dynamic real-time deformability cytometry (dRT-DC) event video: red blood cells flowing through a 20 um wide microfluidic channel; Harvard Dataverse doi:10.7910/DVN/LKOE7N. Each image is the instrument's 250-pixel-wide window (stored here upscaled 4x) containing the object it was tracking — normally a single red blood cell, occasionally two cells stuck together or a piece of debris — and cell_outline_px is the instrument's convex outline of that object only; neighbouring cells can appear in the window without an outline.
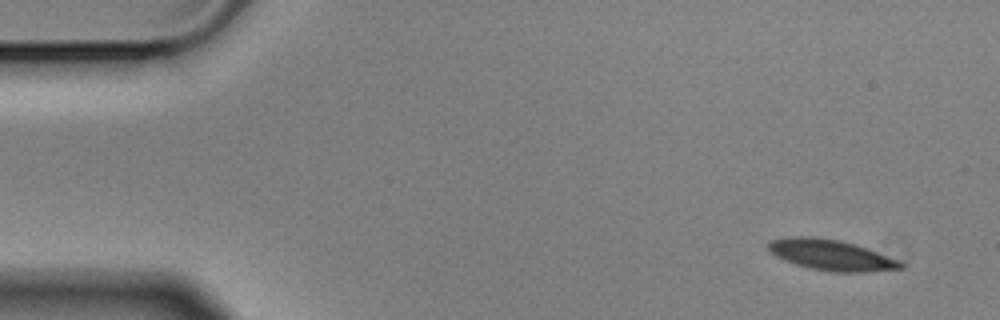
{"species": "Egyptian fruit bat (a non-hibernating species)", "species_latin": "Rousettus aegyptiacus", "temperature_condition": "cold", "stored_images_in_passage": 4, "segment_of_instrument_passage": [2, 2], "camera_frame_rate_fps": 3000, "um_per_image_px": 0.085, "animal": {"sex": "male"}, "frame": {"image": 1, "passage_image": 4, "time_ms": 1.0, "image_size_px": [1000, 320], "cell_outline_px": [[904, 268], [864, 272], [836, 272], [812, 268], [796, 264], [784, 260], [776, 256], [768, 248], [768, 244], [772, 240], [788, 236], [816, 236], [840, 240], [856, 244], [868, 248], [900, 260], [904, 264]], "centroid_in_image_um": [70.68, 21.66], "position_along_channel_um": 14.3, "area_um2": 23.7}}